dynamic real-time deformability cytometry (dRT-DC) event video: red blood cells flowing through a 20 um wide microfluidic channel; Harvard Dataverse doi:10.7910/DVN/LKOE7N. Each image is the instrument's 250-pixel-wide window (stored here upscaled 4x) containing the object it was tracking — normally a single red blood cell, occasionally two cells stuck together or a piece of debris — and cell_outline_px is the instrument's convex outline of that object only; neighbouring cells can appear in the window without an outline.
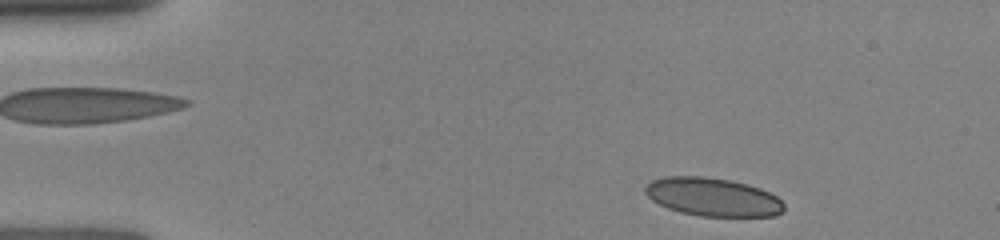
{"species": "human", "species_latin": "Homo sapiens", "temperature_condition": "room temperature", "stored_images_in_passage": 10, "camera_frame_rate_fps": 3000, "um_per_image_px": 0.085, "donor": {"sex": "female"}, "frame": {"image": 1, "passage_image": 1, "time_ms": 0.0, "image_size_px": [1000, 240], "cell_outline_px": [[784, 212], [776, 216], [700, 216], [680, 212], [668, 208], [652, 200], [644, 192], [644, 188], [652, 180], [664, 176], [704, 176], [732, 180], [748, 184], [760, 188], [776, 196], [784, 204]], "centroid_in_image_um": [60.59, 16.74], "position_along_channel_um": 24.4, "area_um2": 31.15}}
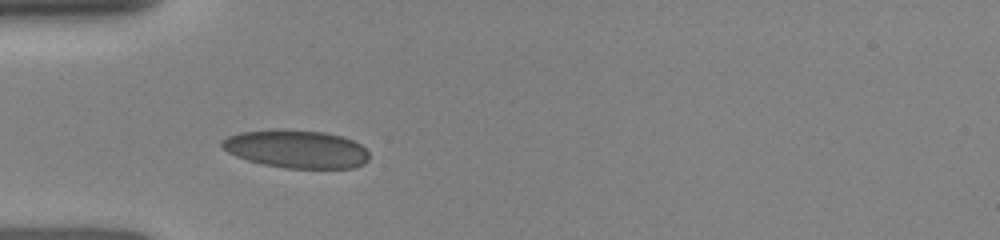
{"frame": {"image": 2, "passage_image": 7, "time_ms": 2.667, "image_size_px": [1000, 240], "cell_outline_px": [[368, 160], [364, 164], [352, 168], [284, 168], [264, 164], [248, 160], [236, 156], [228, 152], [220, 144], [220, 140], [228, 136], [240, 132], [324, 132], [340, 136], [352, 140], [360, 144], [368, 152]], "centroid_in_image_um": [25.22, 12.71], "position_along_channel_um": 59.8, "area_um2": 31.56}}
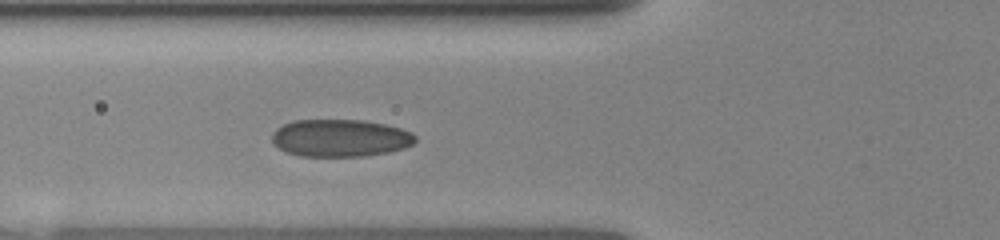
{"frame": {"image": 3, "passage_image": 10, "time_ms": 3.667, "image_size_px": [1000, 240], "cell_outline_px": [[416, 140], [412, 144], [404, 148], [388, 152], [360, 156], [300, 156], [288, 152], [272, 144], [272, 132], [276, 128], [284, 124], [296, 120], [364, 120], [384, 124], [400, 128], [412, 132], [416, 136]], "centroid_in_image_um": [28.91, 11.72], "position_along_channel_um": 96.9, "area_um2": 31.21}}